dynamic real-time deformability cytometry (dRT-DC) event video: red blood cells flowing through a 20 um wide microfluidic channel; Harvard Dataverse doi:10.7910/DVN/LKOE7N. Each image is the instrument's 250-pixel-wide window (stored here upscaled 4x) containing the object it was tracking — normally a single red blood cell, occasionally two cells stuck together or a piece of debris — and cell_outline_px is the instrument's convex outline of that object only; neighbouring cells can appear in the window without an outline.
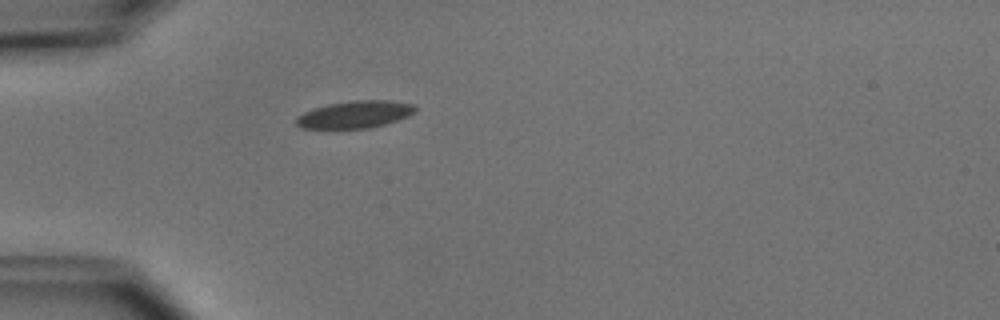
{"species": "common noctule bat (a hibernating species)", "species_latin": "Nyctalus noctula", "temperature_condition": "cold", "stored_images_in_passage": 1, "camera_frame_rate_fps": 3000, "um_per_image_px": 0.085, "animal": {"sex": "male", "body_mass_g": 15.6}, "frame": {"image": 1, "passage_image": 1, "time_ms": 0.0, "image_size_px": [1000, 320], "cell_outline_px": [[416, 112], [408, 116], [384, 124], [368, 128], [300, 128], [296, 124], [296, 116], [312, 108], [328, 104], [356, 100], [392, 100], [412, 104], [416, 108]], "centroid_in_image_um": [30.15, 9.72], "position_along_channel_um": 54.8, "area_um2": 18.84}}